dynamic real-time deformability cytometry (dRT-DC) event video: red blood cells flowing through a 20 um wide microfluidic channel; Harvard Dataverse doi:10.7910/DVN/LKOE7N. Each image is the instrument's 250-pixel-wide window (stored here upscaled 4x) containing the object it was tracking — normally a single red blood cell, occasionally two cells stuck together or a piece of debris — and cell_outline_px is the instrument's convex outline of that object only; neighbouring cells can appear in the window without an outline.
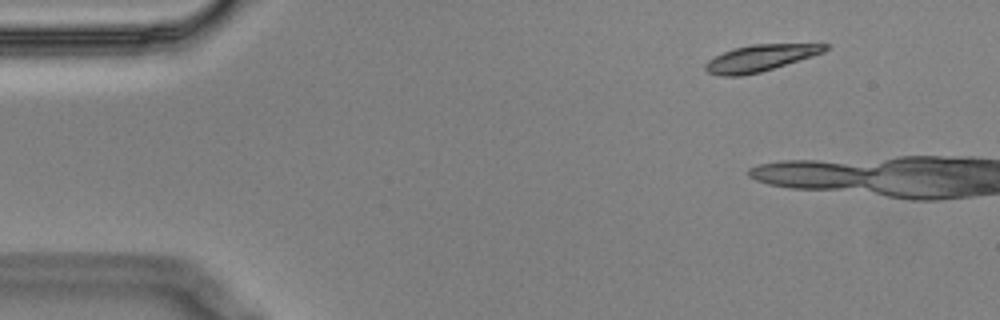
{"species": "Egyptian fruit bat (a non-hibernating species)", "species_latin": "Rousettus aegyptiacus", "temperature_condition": "cold", "stored_images_in_passage": 5, "camera_frame_rate_fps": 3000, "um_per_image_px": 0.085, "animal": {"sex": "male"}, "frame": {"image": 1, "passage_image": 1, "time_ms": 0.0, "image_size_px": [1000, 320], "cell_outline_px": [[828, 48], [824, 52], [812, 56], [760, 72], [740, 76], [720, 76], [708, 72], [704, 68], [704, 64], [708, 60], [724, 52], [736, 48], [752, 44], [828, 44]], "centroid_in_image_um": [64.59, 4.94], "position_along_channel_um": 20.4, "area_um2": 18.21}}